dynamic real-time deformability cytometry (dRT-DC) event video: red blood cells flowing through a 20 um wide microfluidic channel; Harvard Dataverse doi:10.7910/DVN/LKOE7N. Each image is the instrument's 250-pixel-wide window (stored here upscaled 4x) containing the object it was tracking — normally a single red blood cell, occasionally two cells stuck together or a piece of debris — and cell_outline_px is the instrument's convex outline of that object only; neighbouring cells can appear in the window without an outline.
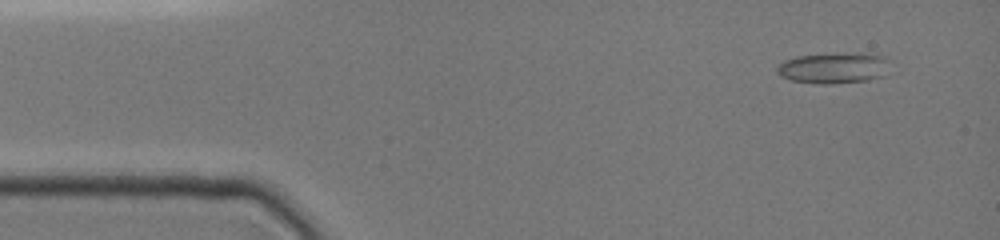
{"species": "common noctule bat (a hibernating species)", "species_latin": "Nyctalus noctula", "temperature_condition": "cold", "stored_images_in_passage": 47, "camera_frame_rate_fps": 3000, "um_per_image_px": 0.085, "animal": {"sex": "female", "body_mass_g": 19.0, "forearm_length_mm": 51.5}, "frame": {"image": 1, "passage_image": 3, "time_ms": 0.667, "image_size_px": [1000, 240], "cell_outline_px": [[884, 76], [864, 80], [792, 80], [784, 76], [776, 68], [784, 60], [800, 56], [880, 56], [884, 60]], "centroid_in_image_um": [70.77, 5.77], "position_along_channel_um": 14.2, "area_um2": 17.11}}
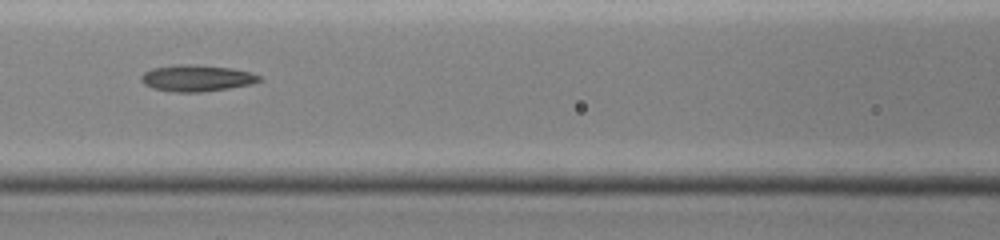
{"frame": {"image": 2, "passage_image": 20, "time_ms": 6.333, "image_size_px": [1000, 240], "cell_outline_px": [[260, 80], [248, 84], [228, 88], [200, 92], [172, 92], [152, 88], [144, 84], [140, 80], [140, 76], [144, 72], [152, 68], [176, 64], [196, 64], [228, 68], [248, 72], [260, 76]], "centroid_in_image_um": [16.61, 6.64], "position_along_channel_um": 150.0, "area_um2": 18.03}}
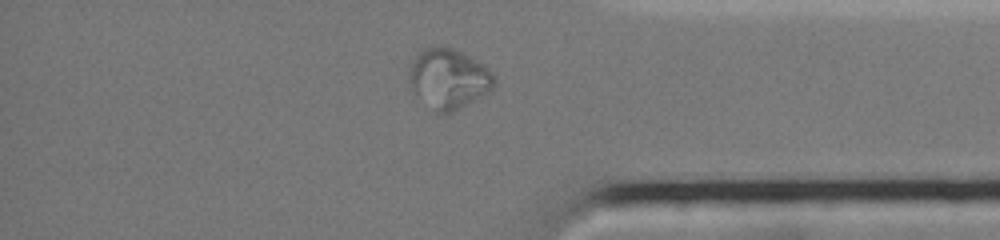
{"frame": {"image": 3, "passage_image": 39, "time_ms": 12.667, "image_size_px": [1000, 240], "cell_outline_px": [[496, 84], [488, 92], [448, 112], [436, 112], [412, 88], [408, 80], [408, 76], [412, 64], [416, 56], [424, 48], [436, 44], [440, 44], [452, 48], [476, 60], [488, 68], [496, 76]], "centroid_in_image_um": [38.14, 6.62], "position_along_channel_um": 397.1, "area_um2": 28.96}, "authors_computed_cell_mechanics": {"area_um2": 18.2648, "velocity_mm_per_s": 3.9698, "shape_relaxation_time_tau1_ms": null, "shape_relaxation_time_tau2_ms": 3.1036, "deformation_change_tau1": null, "deformation_change_tau2": 0.0794}}